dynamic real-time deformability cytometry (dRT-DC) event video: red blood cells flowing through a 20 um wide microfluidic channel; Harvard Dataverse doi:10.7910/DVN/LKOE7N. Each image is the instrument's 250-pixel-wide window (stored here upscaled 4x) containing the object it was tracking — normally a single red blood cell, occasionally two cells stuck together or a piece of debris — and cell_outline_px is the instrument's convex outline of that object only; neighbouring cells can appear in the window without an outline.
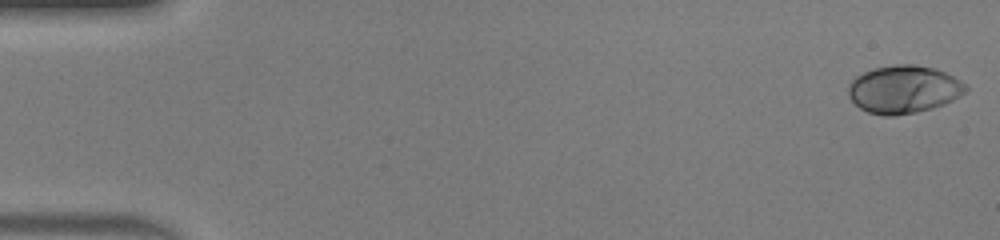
{"species": "human", "species_latin": "Homo sapiens", "temperature_condition": "warm", "stored_images_in_passage": 48, "camera_frame_rate_fps": 3000, "um_per_image_px": 0.085, "donor": {"sex": "male"}, "frame": {"image": 1, "passage_image": 1, "time_ms": 0.0, "image_size_px": [1000, 240], "cell_outline_px": [[968, 88], [964, 92], [952, 100], [944, 104], [932, 108], [916, 112], [892, 116], [884, 116], [868, 112], [860, 108], [848, 96], [848, 84], [856, 76], [872, 68], [896, 64], [916, 64], [932, 68], [944, 72], [960, 80]], "centroid_in_image_um": [76.77, 7.59], "position_along_channel_um": 8.2, "area_um2": 32.6}}
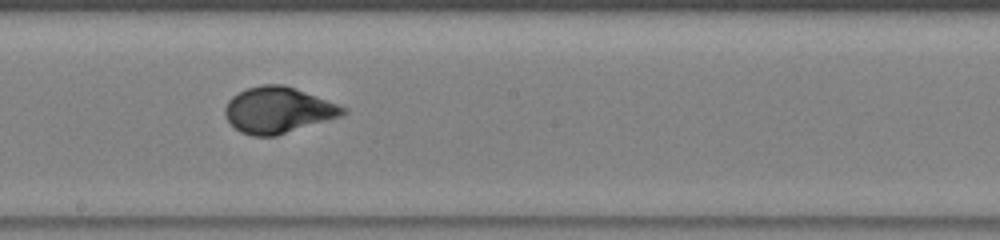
{"frame": {"image": 2, "passage_image": 27, "time_ms": 8.667, "image_size_px": [1000, 240], "cell_outline_px": [[348, 112], [340, 116], [276, 136], [252, 136], [240, 132], [228, 120], [224, 112], [224, 108], [228, 100], [232, 96], [248, 88], [264, 84], [284, 84], [348, 108]], "centroid_in_image_um": [23.62, 9.36], "position_along_channel_um": 224.6, "area_um2": 31.39}}
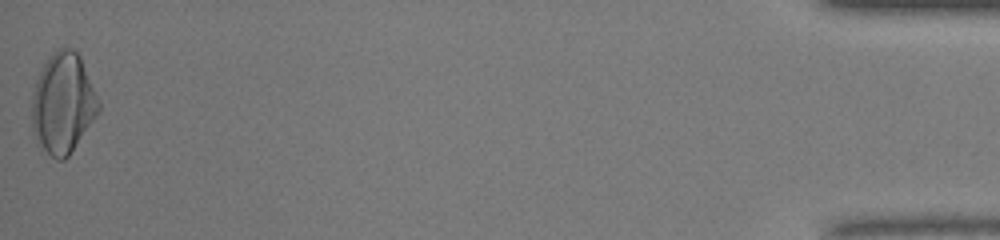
{"frame": {"image": 3, "passage_image": 48, "time_ms": 15.667, "image_size_px": [1000, 240], "cell_outline_px": [[100, 112], [68, 156], [64, 160], [56, 160], [44, 148], [36, 136], [32, 128], [32, 96], [36, 80], [44, 64], [56, 48], [72, 48], [80, 56], [100, 100]], "centroid_in_image_um": [5.38, 8.76], "position_along_channel_um": 429.8, "area_um2": 38.78}, "authors_computed_cell_mechanics": {"area_um2": 31.5299, "velocity_mm_per_s": 4.3042, "shape_relaxation_time_tau1_ms": 3.5884, "shape_relaxation_time_tau2_ms": null, "deformation_change_tau1": 0.1963, "deformation_change_tau2": null}}